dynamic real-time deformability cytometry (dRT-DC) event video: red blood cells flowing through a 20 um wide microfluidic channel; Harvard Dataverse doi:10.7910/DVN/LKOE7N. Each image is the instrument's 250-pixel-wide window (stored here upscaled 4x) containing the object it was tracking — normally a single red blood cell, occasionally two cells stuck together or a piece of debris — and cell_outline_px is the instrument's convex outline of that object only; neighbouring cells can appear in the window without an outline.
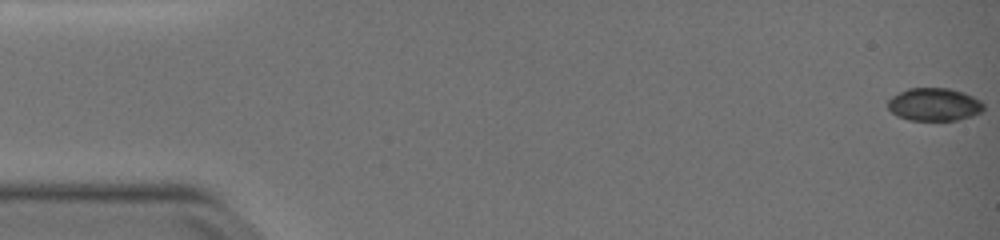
{"species": "common noctule bat (a hibernating species)", "species_latin": "Nyctalus noctula", "temperature_condition": "warm", "stored_images_in_passage": 48, "camera_frame_rate_fps": 3000, "um_per_image_px": 0.085, "animal": {"sex": "female", "body_mass_g": 19.0, "forearm_length_mm": 51.5}, "frame": {"image": 1, "passage_image": 1, "time_ms": 0.0, "image_size_px": [1000, 240], "cell_outline_px": [[984, 108], [980, 112], [972, 116], [956, 120], [908, 120], [896, 116], [888, 108], [888, 100], [892, 96], [908, 88], [948, 88], [964, 92], [980, 100], [984, 104]], "centroid_in_image_um": [79.4, 8.88], "position_along_channel_um": 5.6, "area_um2": 18.38}}
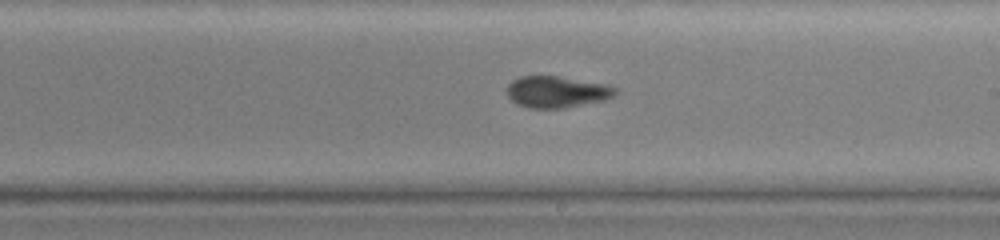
{"frame": {"image": 2, "passage_image": 32, "time_ms": 10.333, "image_size_px": [1000, 240], "cell_outline_px": [[620, 92], [616, 96], [604, 100], [564, 108], [528, 108], [516, 104], [504, 92], [508, 84], [512, 80], [520, 76], [556, 76], [608, 84], [616, 88]], "centroid_in_image_um": [47.33, 7.81], "position_along_channel_um": 241.7, "area_um2": 20.23}}
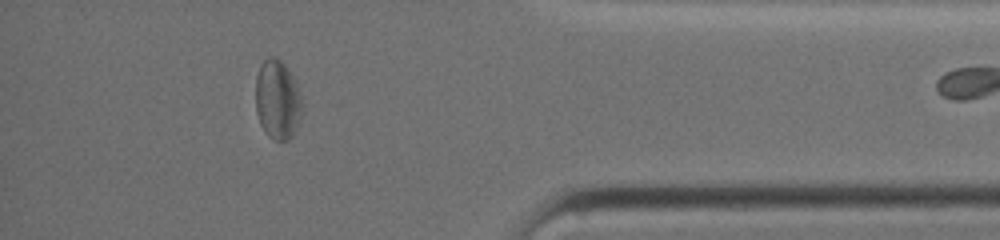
{"frame": {"image": 3, "passage_image": 47, "time_ms": 15.333, "image_size_px": [1000, 240], "cell_outline_px": [[304, 104], [296, 128], [288, 140], [276, 140], [268, 136], [260, 124], [256, 112], [256, 76], [260, 64], [268, 56], [272, 56], [280, 60], [288, 68], [300, 92]], "centroid_in_image_um": [23.58, 8.46], "position_along_channel_um": 411.6, "area_um2": 21.56}}